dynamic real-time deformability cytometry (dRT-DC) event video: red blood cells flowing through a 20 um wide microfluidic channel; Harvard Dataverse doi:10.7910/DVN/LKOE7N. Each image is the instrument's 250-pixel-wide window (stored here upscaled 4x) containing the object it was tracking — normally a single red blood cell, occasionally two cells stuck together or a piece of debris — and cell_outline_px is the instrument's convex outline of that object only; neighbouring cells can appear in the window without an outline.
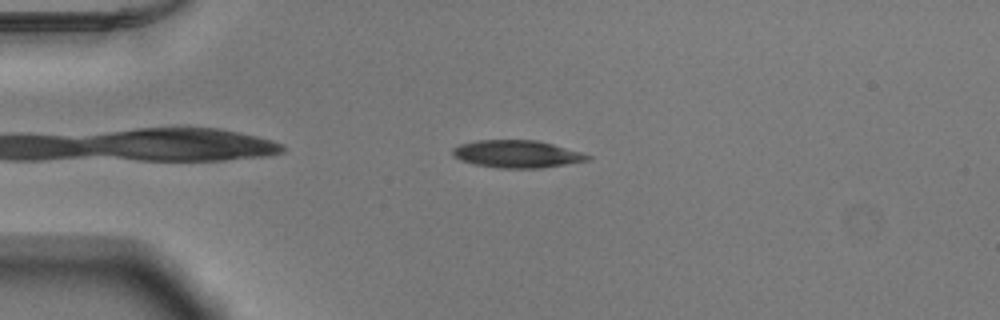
{"species": "Egyptian fruit bat (a non-hibernating species)", "species_latin": "Rousettus aegyptiacus", "temperature_condition": "warm", "stored_images_in_passage": 46, "camera_frame_rate_fps": 3000, "um_per_image_px": 0.085, "animal": {"sex": "male"}, "frame": {"image": 1, "passage_image": 7, "time_ms": 2.0, "image_size_px": [1000, 320], "cell_outline_px": [[592, 160], [540, 168], [500, 168], [476, 164], [460, 160], [452, 156], [452, 148], [460, 144], [476, 140], [536, 140], [552, 144], [580, 152], [592, 156]], "centroid_in_image_um": [43.93, 13.09], "position_along_channel_um": 41.1, "area_um2": 21.56}}
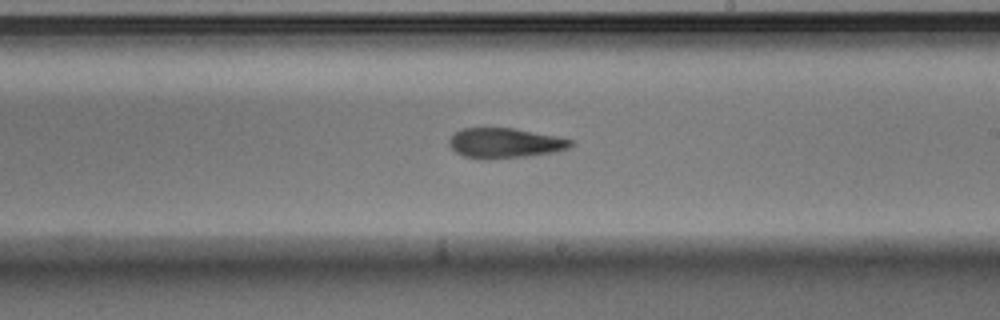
{"frame": {"image": 2, "passage_image": 25, "time_ms": 8.0, "image_size_px": [1000, 320], "cell_outline_px": [[576, 144], [568, 148], [552, 152], [524, 156], [484, 160], [480, 160], [464, 156], [456, 152], [448, 144], [448, 140], [456, 132], [464, 128], [512, 128], [556, 136], [572, 140]], "centroid_in_image_um": [42.89, 12.17], "position_along_channel_um": 246.1, "area_um2": 21.15}}
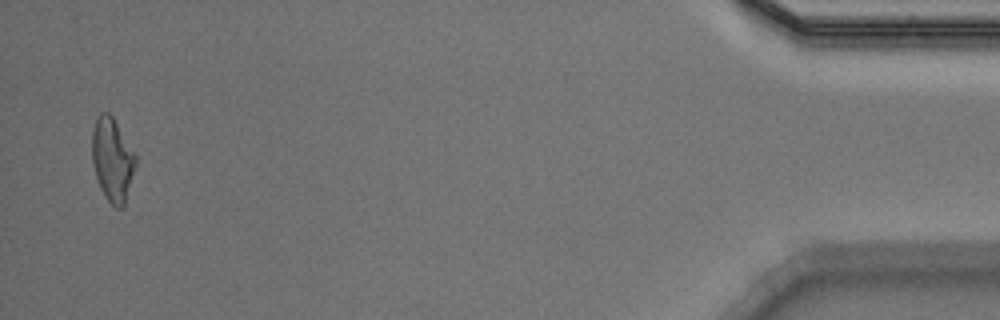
{"frame": {"image": 3, "passage_image": 45, "time_ms": 14.667, "image_size_px": [1000, 320], "cell_outline_px": [[136, 164], [124, 208], [116, 208], [104, 196], [100, 188], [92, 164], [92, 128], [96, 116], [100, 112], [108, 112], [112, 116], [136, 156]], "centroid_in_image_um": [9.53, 13.57], "position_along_channel_um": 425.7, "area_um2": 21.21}, "authors_computed_cell_mechanics": {"area_um2": 21.2704, "velocity_mm_per_s": 3.9213, "shape_relaxation_time_tau1_ms": 4.8325, "shape_relaxation_time_tau2_ms": 6.6227, "deformation_change_tau1": 0.1924, "deformation_change_tau2": 0.1571}}